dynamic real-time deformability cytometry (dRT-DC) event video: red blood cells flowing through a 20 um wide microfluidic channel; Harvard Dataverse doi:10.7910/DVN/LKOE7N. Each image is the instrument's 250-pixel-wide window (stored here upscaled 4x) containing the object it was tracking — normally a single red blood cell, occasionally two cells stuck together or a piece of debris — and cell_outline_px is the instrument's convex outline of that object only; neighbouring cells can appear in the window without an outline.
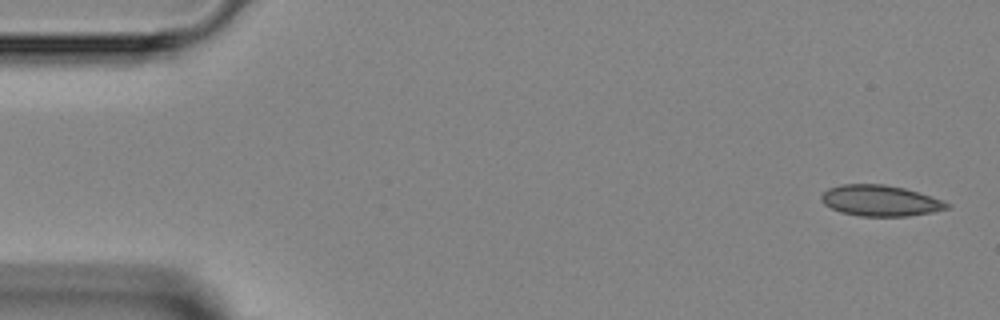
{"species": "Egyptian fruit bat (a non-hibernating species)", "species_latin": "Rousettus aegyptiacus", "temperature_condition": "room temperature", "stored_images_in_passage": 3, "camera_frame_rate_fps": 3000, "um_per_image_px": 0.085, "animal": {"sex": "female"}, "frame": {"image": 1, "passage_image": 3, "time_ms": 3.667, "image_size_px": [1000, 320], "cell_outline_px": [[952, 208], [932, 212], [908, 216], [860, 216], [840, 212], [824, 204], [820, 200], [820, 196], [828, 188], [840, 184], [884, 184], [904, 188], [932, 196], [944, 200], [952, 204]], "centroid_in_image_um": [74.85, 17.05], "position_along_channel_um": 10.1, "area_um2": 22.89}}